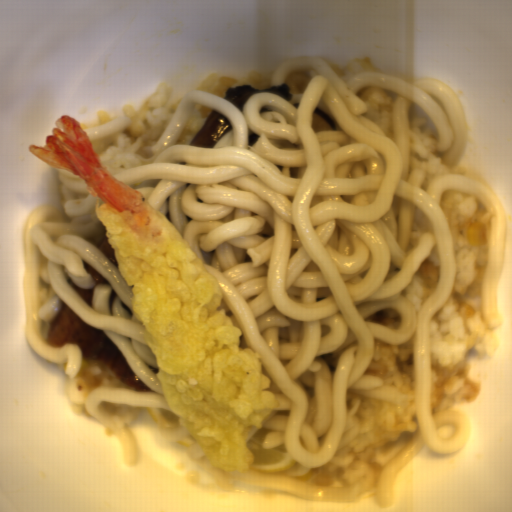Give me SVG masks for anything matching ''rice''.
<instances>
[{
    "instance_id": "652b925c",
    "label": "rice",
    "mask_w": 512,
    "mask_h": 512,
    "mask_svg": "<svg viewBox=\"0 0 512 512\" xmlns=\"http://www.w3.org/2000/svg\"><path fill=\"white\" fill-rule=\"evenodd\" d=\"M440 208L452 237L455 276L448 300L430 322L431 413L477 399L471 355H489L500 346L481 312L491 217L476 195L458 190H444Z\"/></svg>"
},
{
    "instance_id": "e3fd555f",
    "label": "rice",
    "mask_w": 512,
    "mask_h": 512,
    "mask_svg": "<svg viewBox=\"0 0 512 512\" xmlns=\"http://www.w3.org/2000/svg\"><path fill=\"white\" fill-rule=\"evenodd\" d=\"M441 263L437 252L430 251L417 269L414 279L401 297L416 311H421L439 284Z\"/></svg>"
},
{
    "instance_id": "8eca5e8b",
    "label": "rice",
    "mask_w": 512,
    "mask_h": 512,
    "mask_svg": "<svg viewBox=\"0 0 512 512\" xmlns=\"http://www.w3.org/2000/svg\"><path fill=\"white\" fill-rule=\"evenodd\" d=\"M408 172L422 170L431 180L447 170L439 152V138L433 133L428 117H417L408 124Z\"/></svg>"
},
{
    "instance_id": "b023fe2a",
    "label": "rice",
    "mask_w": 512,
    "mask_h": 512,
    "mask_svg": "<svg viewBox=\"0 0 512 512\" xmlns=\"http://www.w3.org/2000/svg\"><path fill=\"white\" fill-rule=\"evenodd\" d=\"M175 87L170 82H161L158 87L145 99L140 108L131 104L123 106L125 117L129 116L131 123L125 129L127 138H131V145L143 133L150 128L147 122V112L159 107H167L170 113H174L183 97L173 98Z\"/></svg>"
},
{
    "instance_id": "acb35da6",
    "label": "rice",
    "mask_w": 512,
    "mask_h": 512,
    "mask_svg": "<svg viewBox=\"0 0 512 512\" xmlns=\"http://www.w3.org/2000/svg\"><path fill=\"white\" fill-rule=\"evenodd\" d=\"M96 387L132 388L122 382L109 367L82 358L78 373L72 379L67 375L66 380L65 396L75 414L96 419L84 407L92 389Z\"/></svg>"
},
{
    "instance_id": "023b6e5f",
    "label": "rice",
    "mask_w": 512,
    "mask_h": 512,
    "mask_svg": "<svg viewBox=\"0 0 512 512\" xmlns=\"http://www.w3.org/2000/svg\"><path fill=\"white\" fill-rule=\"evenodd\" d=\"M413 368V337L397 345L375 338L373 359L364 374L380 375L404 395L402 404L347 390L346 419L335 451L326 465L312 467L299 481L349 486L365 476L370 464L383 470L396 458L419 431Z\"/></svg>"
},
{
    "instance_id": "0b520998",
    "label": "rice",
    "mask_w": 512,
    "mask_h": 512,
    "mask_svg": "<svg viewBox=\"0 0 512 512\" xmlns=\"http://www.w3.org/2000/svg\"><path fill=\"white\" fill-rule=\"evenodd\" d=\"M96 116L98 118L96 123H88V124H81L80 125V126H82L83 130L87 129V128H90V127H93V126H96V125H100V124L106 123V122L111 121V120H114L108 112H103V111H100V110L98 111Z\"/></svg>"
},
{
    "instance_id": "f2f60c81",
    "label": "rice",
    "mask_w": 512,
    "mask_h": 512,
    "mask_svg": "<svg viewBox=\"0 0 512 512\" xmlns=\"http://www.w3.org/2000/svg\"><path fill=\"white\" fill-rule=\"evenodd\" d=\"M274 73L275 72L232 77L229 74H216L213 72L199 82L195 90L205 91L224 99L226 90L230 88L254 85L258 90H264L272 86L270 84Z\"/></svg>"
},
{
    "instance_id": "a3056103",
    "label": "rice",
    "mask_w": 512,
    "mask_h": 512,
    "mask_svg": "<svg viewBox=\"0 0 512 512\" xmlns=\"http://www.w3.org/2000/svg\"><path fill=\"white\" fill-rule=\"evenodd\" d=\"M365 106L364 116L379 126L387 137L395 133L393 123L394 102L386 88L370 86L360 93Z\"/></svg>"
}]
</instances>
